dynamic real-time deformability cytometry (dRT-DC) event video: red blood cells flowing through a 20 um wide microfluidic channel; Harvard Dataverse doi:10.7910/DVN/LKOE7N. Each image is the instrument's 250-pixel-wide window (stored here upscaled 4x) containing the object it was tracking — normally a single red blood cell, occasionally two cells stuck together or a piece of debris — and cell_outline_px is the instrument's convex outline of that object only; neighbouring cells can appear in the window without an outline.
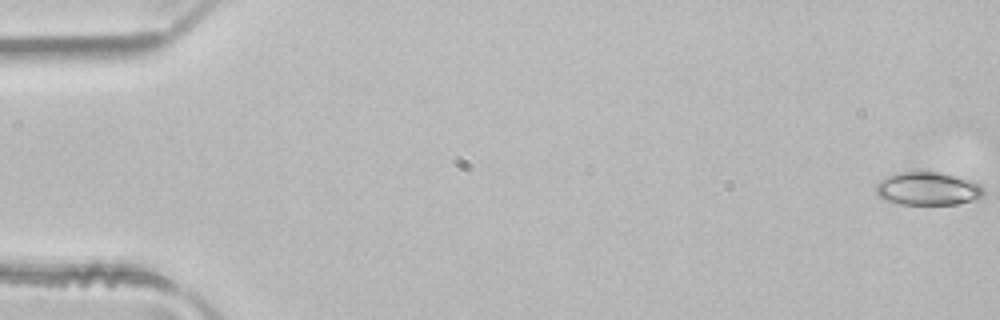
{"species": "common noctule bat (a hibernating species)", "species_latin": "Nyctalus noctula", "temperature_condition": "room temperature", "stored_images_in_passage": 5, "camera_frame_rate_fps": 3000, "um_per_image_px": 0.085, "animal": {"sex": "male", "body_mass_g": 21.5, "forearm_length_mm": 52.0}, "frame": {"image": 1, "passage_image": 1, "time_ms": 0.0, "image_size_px": [1000, 320], "cell_outline_px": [[984, 200], [956, 204], [900, 204], [876, 196], [876, 184], [880, 180], [888, 176], [912, 168], [924, 168], [972, 180], [980, 184], [984, 188]], "centroid_in_image_um": [78.92, 16.0], "position_along_channel_um": 6.1, "area_um2": 21.91}}
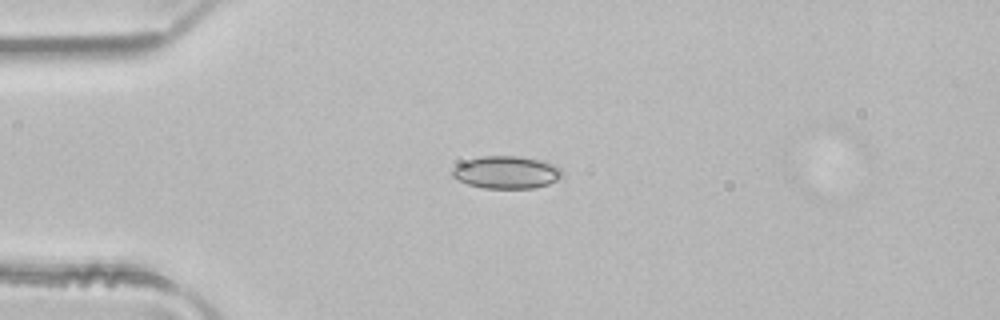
{"frame": {"image": 2, "passage_image": 4, "time_ms": 1.0, "image_size_px": [1000, 320], "cell_outline_px": [[560, 176], [556, 180], [548, 184], [532, 188], [484, 188], [468, 184], [452, 176], [448, 172], [452, 168], [468, 160], [480, 156], [520, 156], [556, 164], [560, 168]], "centroid_in_image_um": [43.01, 14.64], "position_along_channel_um": 42.0, "area_um2": 20.63}}
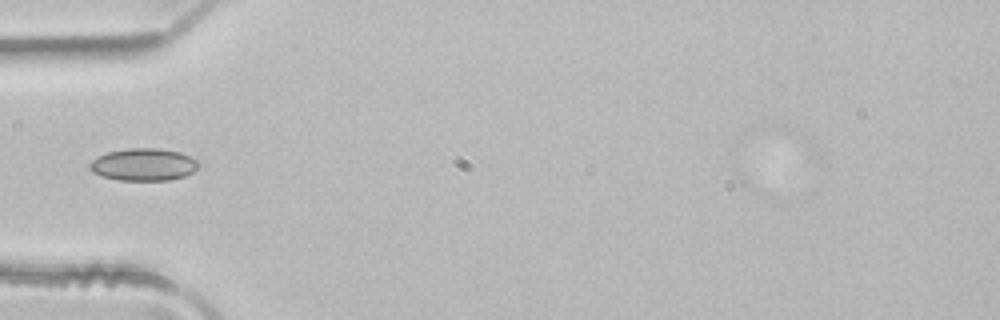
{"frame": {"image": 3, "passage_image": 5, "time_ms": 1.333, "image_size_px": [1000, 320], "cell_outline_px": [[196, 168], [192, 172], [184, 176], [168, 180], [116, 180], [92, 172], [88, 168], [88, 164], [92, 160], [108, 152], [128, 148], [156, 148], [180, 152], [192, 156], [196, 160]], "centroid_in_image_um": [12.17, 13.98], "position_along_channel_um": 72.8, "area_um2": 20.35}}